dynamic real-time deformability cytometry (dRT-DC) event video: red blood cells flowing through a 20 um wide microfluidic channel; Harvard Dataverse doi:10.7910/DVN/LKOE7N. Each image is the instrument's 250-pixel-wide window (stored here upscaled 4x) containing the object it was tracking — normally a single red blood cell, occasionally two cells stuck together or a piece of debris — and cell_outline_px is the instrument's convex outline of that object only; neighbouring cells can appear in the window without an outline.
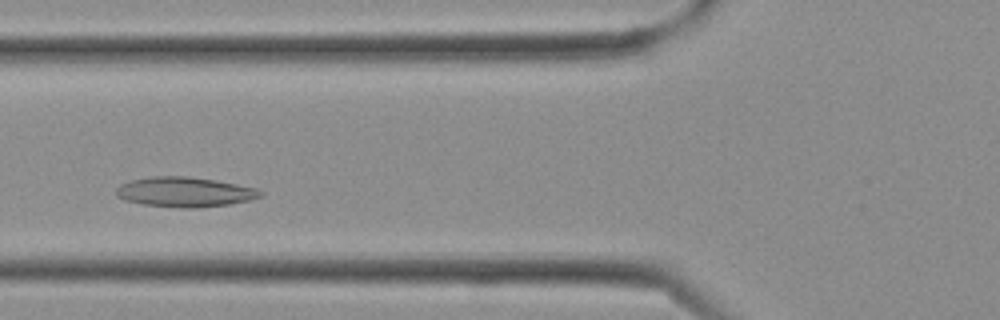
{"species": "Egyptian fruit bat (a non-hibernating species)", "species_latin": "Rousettus aegyptiacus", "temperature_condition": "cold", "stored_images_in_passage": 22, "camera_frame_rate_fps": 3000, "um_per_image_px": 0.085, "frame": {"image": 1, "passage_image": 3, "time_ms": 0.667, "image_size_px": [1000, 320], "cell_outline_px": [[264, 192], [260, 196], [248, 200], [228, 204], [200, 208], [176, 208], [144, 204], [124, 200], [116, 196], [116, 188], [120, 184], [128, 180], [148, 176], [188, 176], [216, 180], [256, 188]], "centroid_in_image_um": [15.64, 16.31], "position_along_channel_um": 110.2, "area_um2": 25.32}}
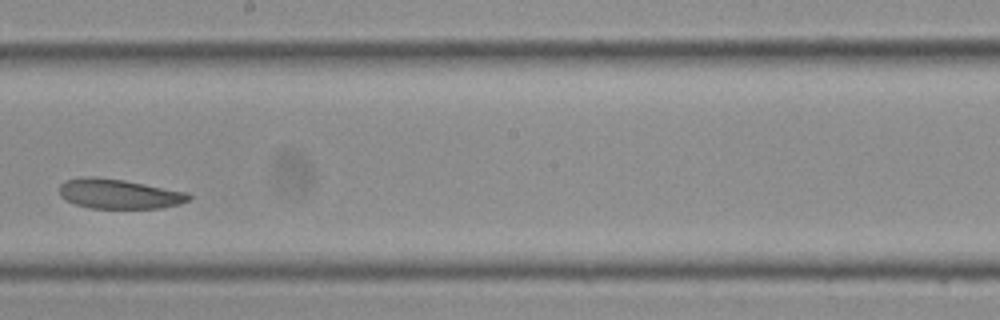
{"frame": {"image": 2, "passage_image": 9, "time_ms": 2.667, "image_size_px": [1000, 320], "cell_outline_px": [[192, 196], [188, 200], [180, 204], [164, 208], [88, 208], [76, 204], [60, 196], [60, 184], [68, 180], [84, 176], [92, 176], [124, 180], [188, 192]], "centroid_in_image_um": [10.14, 16.48], "position_along_channel_um": 238.1, "area_um2": 22.37}}
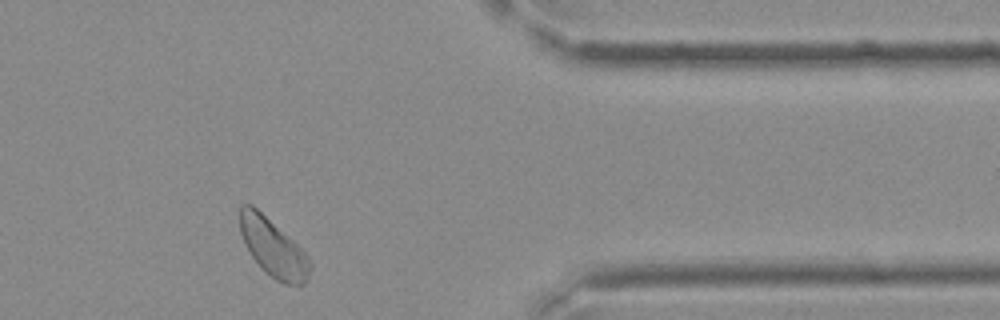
{"frame": {"image": 3, "passage_image": 17, "time_ms": 5.333, "image_size_px": [1000, 320], "cell_outline_px": [[312, 268], [308, 280], [304, 284], [284, 284], [276, 280], [260, 268], [244, 244], [240, 232], [240, 204], [252, 204], [292, 240], [308, 256], [312, 264]], "centroid_in_image_um": [23.22, 21.08], "position_along_channel_um": 388.2, "area_um2": 23.52}}